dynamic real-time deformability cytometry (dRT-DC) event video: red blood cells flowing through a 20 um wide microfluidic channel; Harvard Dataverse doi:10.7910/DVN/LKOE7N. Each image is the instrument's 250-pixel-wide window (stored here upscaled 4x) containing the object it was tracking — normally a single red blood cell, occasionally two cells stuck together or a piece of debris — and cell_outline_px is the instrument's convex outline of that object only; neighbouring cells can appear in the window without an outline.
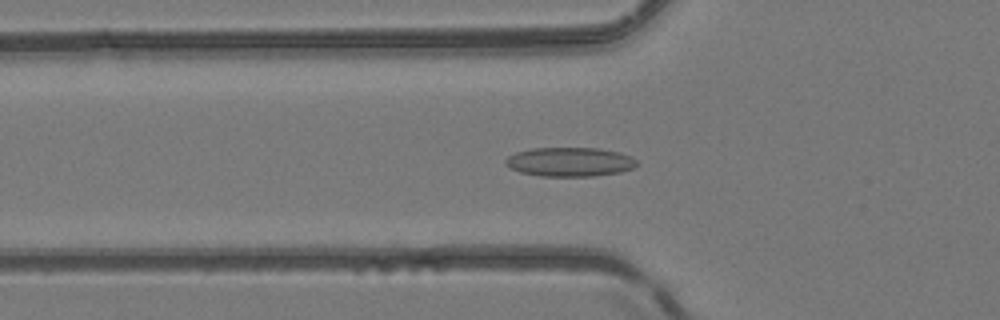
{"species": "common noctule bat (a hibernating species)", "species_latin": "Nyctalus noctula", "temperature_condition": "room temperature", "stored_images_in_passage": 49, "camera_frame_rate_fps": 3000, "um_per_image_px": 0.085, "animal": {"sex": "female", "body_mass_g": 24.6, "forearm_length_mm": 56.2}, "frame": {"image": 1, "passage_image": 17, "time_ms": 5.333, "image_size_px": [1000, 320], "cell_outline_px": [[636, 164], [632, 168], [620, 172], [592, 176], [540, 176], [520, 172], [504, 164], [504, 160], [508, 156], [516, 152], [532, 148], [600, 148], [620, 152], [632, 156], [636, 160]], "centroid_in_image_um": [48.42, 13.75], "position_along_channel_um": 77.4, "area_um2": 22.31}}
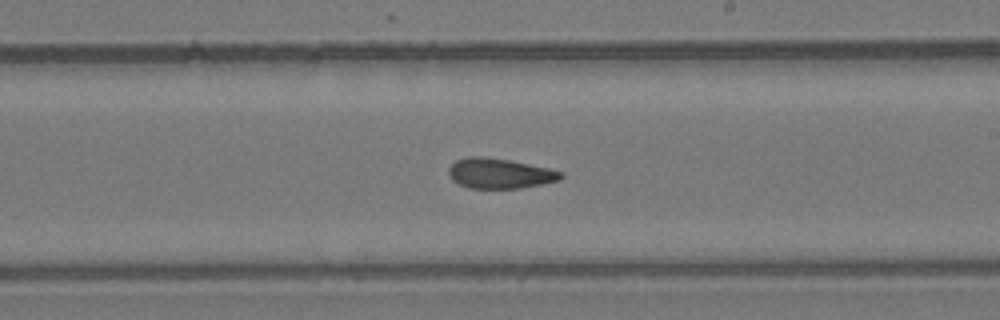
{"frame": {"image": 2, "passage_image": 29, "time_ms": 9.333, "image_size_px": [1000, 320], "cell_outline_px": [[564, 176], [560, 180], [520, 188], [468, 188], [452, 180], [448, 172], [448, 168], [456, 160], [468, 156], [484, 156], [508, 160], [548, 168], [564, 172]], "centroid_in_image_um": [42.47, 14.73], "position_along_channel_um": 246.5, "area_um2": 19.65}}
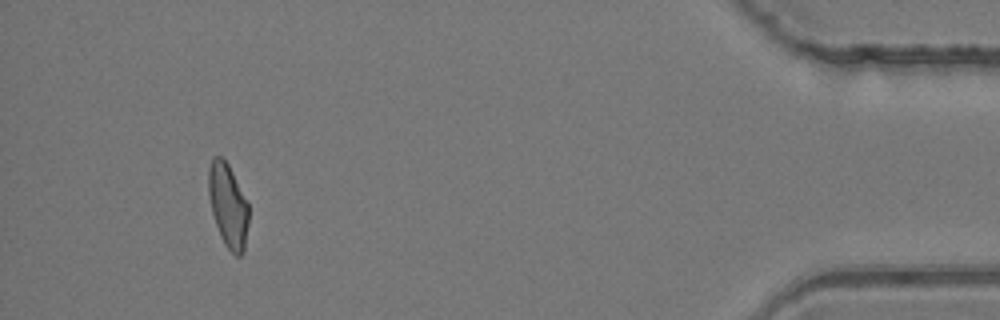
{"frame": {"image": 3, "passage_image": 46, "time_ms": 15.0, "image_size_px": [1000, 320], "cell_outline_px": [[248, 224], [244, 252], [240, 256], [236, 256], [224, 244], [220, 236], [212, 212], [208, 192], [208, 168], [212, 156], [220, 156], [228, 164], [248, 204]], "centroid_in_image_um": [19.37, 17.47], "position_along_channel_um": 415.8, "area_um2": 19.48}, "authors_computed_cell_mechanics": {"area_um2": 19.9988, "velocity_mm_per_s": 4.206, "shape_relaxation_time_tau1_ms": null, "shape_relaxation_time_tau2_ms": 2.5504, "deformation_change_tau1": null, "deformation_change_tau2": 0.1038}}